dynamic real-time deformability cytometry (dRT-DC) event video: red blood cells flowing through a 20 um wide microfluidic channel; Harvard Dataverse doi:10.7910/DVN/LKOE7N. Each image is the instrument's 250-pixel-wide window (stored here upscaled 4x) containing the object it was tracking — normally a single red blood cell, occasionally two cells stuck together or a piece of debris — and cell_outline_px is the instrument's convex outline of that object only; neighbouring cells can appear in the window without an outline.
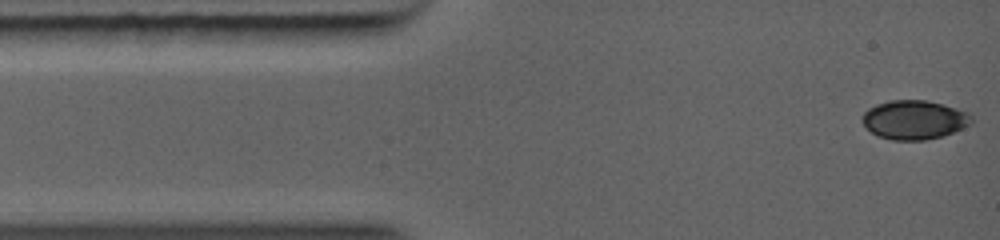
{"species": "common noctule bat (a hibernating species)", "species_latin": "Nyctalus noctula", "temperature_condition": "warm", "stored_images_in_passage": 31, "camera_frame_rate_fps": 5000, "um_per_image_px": 0.085, "animal": {"sex": "female", "body_mass_g": 19.0, "forearm_length_mm": 56.7}, "frame": {"image": 1, "passage_image": 1, "time_ms": 0.0, "image_size_px": [1000, 240], "cell_outline_px": [[972, 124], [952, 132], [940, 136], [924, 140], [896, 140], [880, 136], [872, 132], [860, 120], [860, 116], [868, 108], [876, 104], [892, 100], [924, 100], [956, 108], [968, 112], [972, 116]], "centroid_in_image_um": [77.69, 10.17], "position_along_channel_um": 7.3, "area_um2": 24.62}}
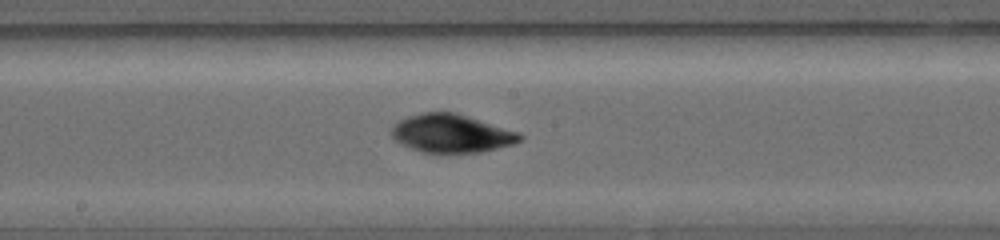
{"frame": {"image": 2, "passage_image": 14, "time_ms": 5.6, "image_size_px": [1000, 240], "cell_outline_px": [[520, 136], [516, 140], [504, 144], [488, 148], [464, 152], [432, 152], [420, 148], [396, 136], [392, 132], [392, 128], [400, 120], [408, 116], [424, 112], [456, 112], [516, 132]], "centroid_in_image_um": [38.35, 11.26], "position_along_channel_um": 209.9, "area_um2": 26.01}}
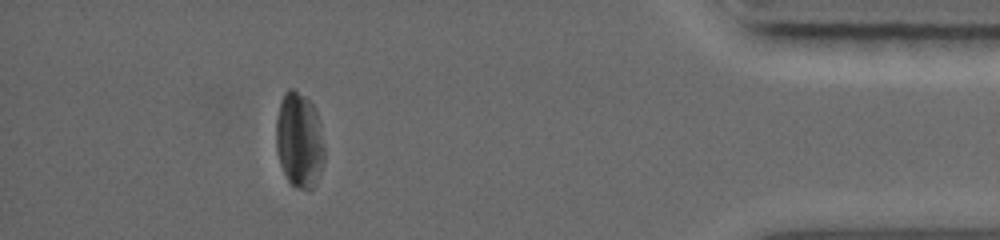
{"frame": {"image": 3, "passage_image": 26, "time_ms": 10.8, "image_size_px": [1000, 240], "cell_outline_px": [[324, 160], [312, 188], [300, 188], [292, 184], [288, 180], [280, 164], [276, 148], [276, 120], [280, 100], [284, 92], [288, 88], [292, 88], [304, 96], [316, 108], [320, 124], [324, 144]], "centroid_in_image_um": [25.42, 11.85], "position_along_channel_um": 409.8, "area_um2": 26.7}}